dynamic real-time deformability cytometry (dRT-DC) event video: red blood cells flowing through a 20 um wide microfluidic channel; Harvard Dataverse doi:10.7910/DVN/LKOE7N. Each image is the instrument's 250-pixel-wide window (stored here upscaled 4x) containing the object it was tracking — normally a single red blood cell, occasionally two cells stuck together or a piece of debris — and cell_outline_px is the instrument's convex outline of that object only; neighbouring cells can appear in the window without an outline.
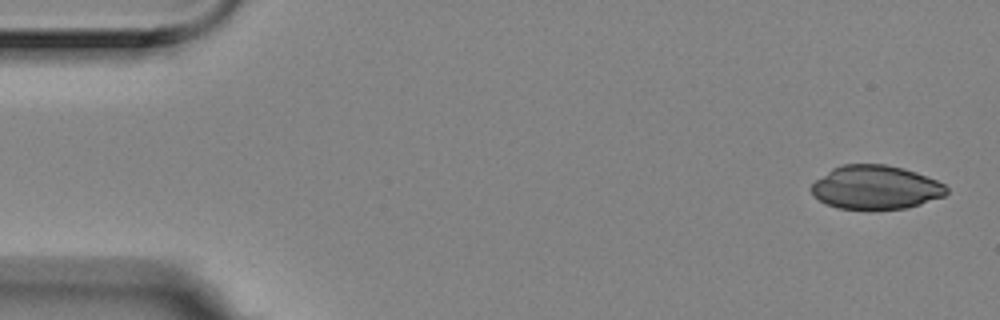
{"species": "Egyptian fruit bat (a non-hibernating species)", "species_latin": "Rousettus aegyptiacus", "temperature_condition": "room temperature", "stored_images_in_passage": 3, "camera_frame_rate_fps": 3000, "um_per_image_px": 0.085, "animal": {"sex": "female"}, "frame": {"image": 1, "passage_image": 1, "time_ms": 0.0, "image_size_px": [1000, 320], "cell_outline_px": [[948, 192], [944, 196], [908, 208], [840, 208], [828, 204], [820, 200], [808, 188], [816, 180], [832, 168], [844, 164], [884, 164], [904, 168], [916, 172], [936, 180], [944, 184], [948, 188]], "centroid_in_image_um": [74.45, 15.9], "position_along_channel_um": 10.6, "area_um2": 34.1}}